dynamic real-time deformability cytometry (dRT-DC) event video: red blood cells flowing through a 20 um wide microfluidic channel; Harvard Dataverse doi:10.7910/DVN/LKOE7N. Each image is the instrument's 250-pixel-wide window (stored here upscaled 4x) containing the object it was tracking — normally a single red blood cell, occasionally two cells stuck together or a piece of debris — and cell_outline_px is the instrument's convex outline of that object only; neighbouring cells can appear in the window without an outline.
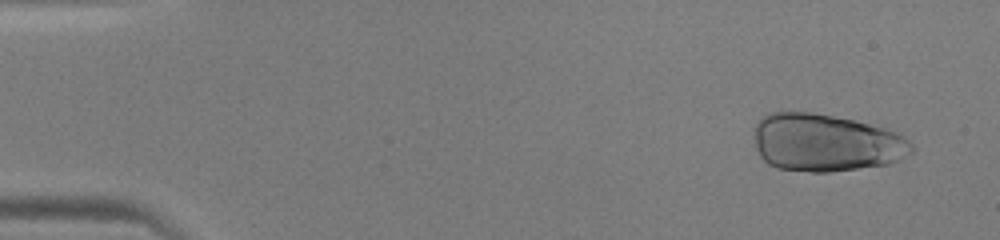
{"species": "human", "species_latin": "Homo sapiens", "temperature_condition": "warm", "stored_images_in_passage": 46, "camera_frame_rate_fps": 3000, "um_per_image_px": 0.085, "donor": {"sex": "male"}, "frame": {"image": 1, "passage_image": 3, "time_ms": 0.667, "image_size_px": [1000, 240], "cell_outline_px": [[916, 148], [912, 152], [900, 160], [888, 164], [828, 172], [812, 172], [776, 168], [768, 164], [760, 156], [756, 148], [756, 124], [768, 112], [812, 112], [852, 120], [884, 128], [908, 140]], "centroid_in_image_um": [70.18, 12.14], "position_along_channel_um": 14.8, "area_um2": 52.48}}